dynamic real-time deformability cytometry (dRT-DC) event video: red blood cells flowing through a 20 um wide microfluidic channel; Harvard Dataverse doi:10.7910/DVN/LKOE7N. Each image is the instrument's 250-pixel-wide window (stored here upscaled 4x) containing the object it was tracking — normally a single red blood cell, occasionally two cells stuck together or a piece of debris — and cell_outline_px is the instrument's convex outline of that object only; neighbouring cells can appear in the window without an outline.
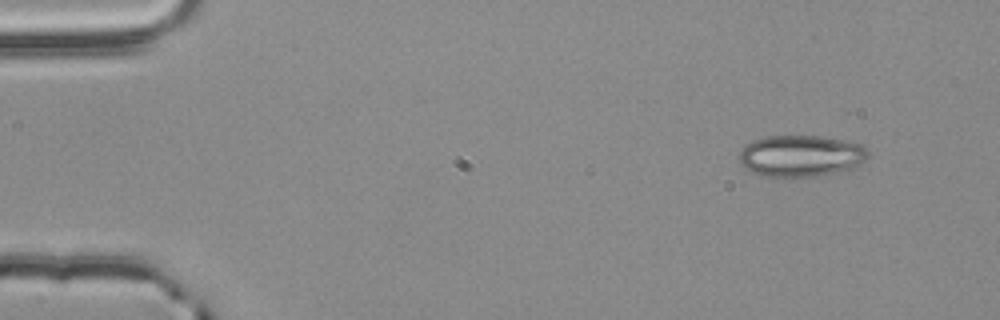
{"species": "common noctule bat (a hibernating species)", "species_latin": "Nyctalus noctula", "temperature_condition": "room temperature", "stored_images_in_passage": 3, "camera_frame_rate_fps": 3000, "um_per_image_px": 0.085, "animal": {"sex": "male", "body_mass_g": 20.4}, "frame": {"image": 1, "passage_image": 1, "time_ms": 0.0, "image_size_px": [1000, 320], "cell_outline_px": [[868, 156], [864, 160], [852, 168], [840, 172], [816, 176], [764, 176], [752, 172], [744, 168], [740, 164], [740, 152], [744, 144], [752, 140], [768, 136], [820, 136], [860, 144], [868, 148]], "centroid_in_image_um": [68.05, 13.25], "position_along_channel_um": 17.0, "area_um2": 31.1}}